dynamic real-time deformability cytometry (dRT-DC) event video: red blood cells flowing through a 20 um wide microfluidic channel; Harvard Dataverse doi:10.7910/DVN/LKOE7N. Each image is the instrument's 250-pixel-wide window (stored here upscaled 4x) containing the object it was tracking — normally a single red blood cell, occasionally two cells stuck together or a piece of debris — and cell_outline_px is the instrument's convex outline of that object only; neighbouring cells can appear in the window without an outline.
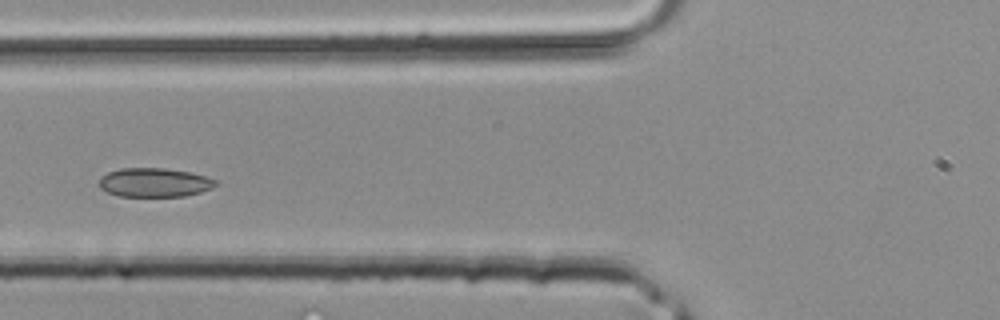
{"species": "common noctule bat (a hibernating species)", "species_latin": "Nyctalus noctula", "temperature_condition": "room temperature", "stored_images_in_passage": 25, "camera_frame_rate_fps": 3000, "um_per_image_px": 0.085, "animal": {"sex": "male", "body_mass_g": 20.4}, "frame": {"image": 1, "passage_image": 9, "time_ms": 2.667, "image_size_px": [1000, 320], "cell_outline_px": [[220, 180], [212, 188], [200, 192], [184, 196], [120, 196], [108, 192], [100, 188], [100, 176], [108, 172], [120, 168], [164, 168], [188, 172]], "centroid_in_image_um": [13.13, 15.51], "position_along_channel_um": 112.7, "area_um2": 19.59}}
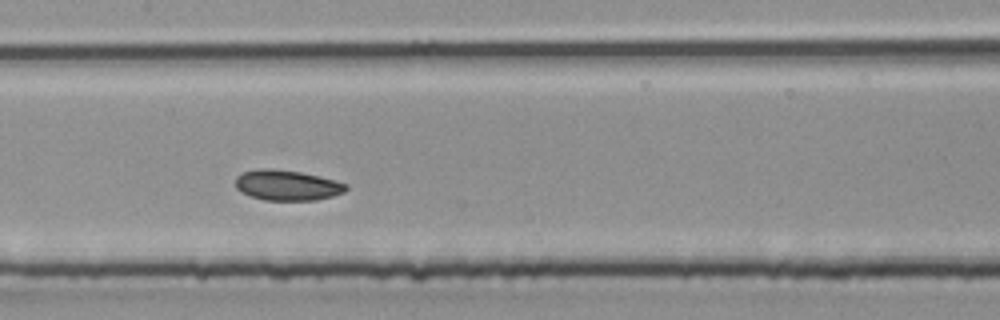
{"frame": {"image": 2, "passage_image": 13, "time_ms": 4.0, "image_size_px": [1000, 320], "cell_outline_px": [[348, 188], [344, 192], [332, 196], [316, 200], [264, 200], [252, 196], [236, 188], [236, 176], [240, 172], [260, 168], [272, 168], [300, 172], [348, 184]], "centroid_in_image_um": [24.38, 15.74], "position_along_channel_um": 183.0, "area_um2": 19.42}}
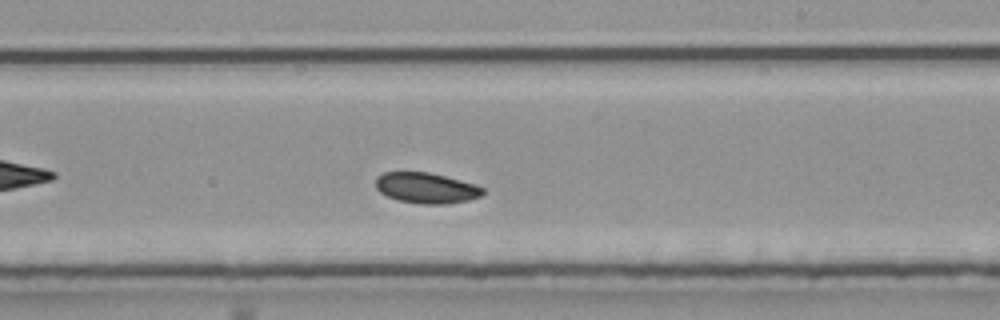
{"frame": {"image": 3, "passage_image": 17, "time_ms": 5.333, "image_size_px": [1000, 320], "cell_outline_px": [[484, 192], [480, 196], [468, 200], [448, 204], [420, 204], [400, 200], [388, 196], [380, 192], [376, 188], [376, 176], [384, 172], [428, 172], [476, 184], [484, 188]], "centroid_in_image_um": [36.23, 15.98], "position_along_channel_um": 252.8, "area_um2": 19.07}}